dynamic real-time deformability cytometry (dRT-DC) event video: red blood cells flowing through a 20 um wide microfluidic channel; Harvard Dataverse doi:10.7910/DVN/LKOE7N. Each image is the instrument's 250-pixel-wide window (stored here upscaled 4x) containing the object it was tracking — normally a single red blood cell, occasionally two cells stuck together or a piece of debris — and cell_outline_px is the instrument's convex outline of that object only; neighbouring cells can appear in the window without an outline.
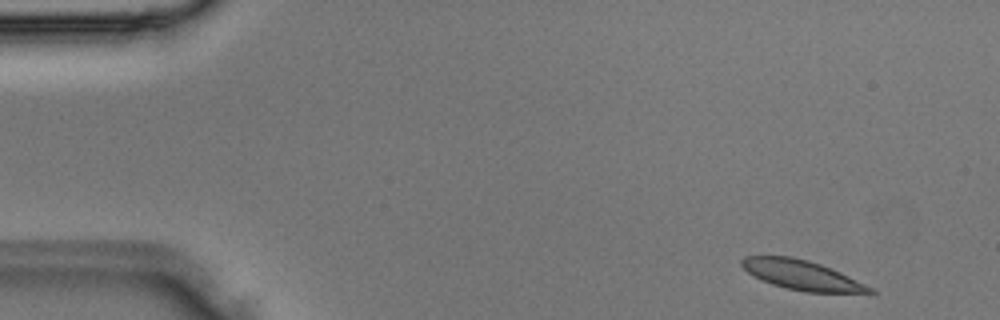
{"species": "Egyptian fruit bat (a non-hibernating species)", "species_latin": "Rousettus aegyptiacus", "temperature_condition": "room temperature", "stored_images_in_passage": 3, "camera_frame_rate_fps": 3000, "um_per_image_px": 0.085, "animal": {"sex": "male"}, "frame": {"image": 1, "passage_image": 1, "time_ms": 0.0, "image_size_px": [1000, 320], "cell_outline_px": [[876, 292], [872, 296], [804, 292], [772, 284], [748, 272], [740, 264], [740, 260], [744, 256], [792, 256], [808, 260], [820, 264], [840, 272], [872, 288]], "centroid_in_image_um": [68.3, 23.43], "position_along_channel_um": 16.7, "area_um2": 22.6}}